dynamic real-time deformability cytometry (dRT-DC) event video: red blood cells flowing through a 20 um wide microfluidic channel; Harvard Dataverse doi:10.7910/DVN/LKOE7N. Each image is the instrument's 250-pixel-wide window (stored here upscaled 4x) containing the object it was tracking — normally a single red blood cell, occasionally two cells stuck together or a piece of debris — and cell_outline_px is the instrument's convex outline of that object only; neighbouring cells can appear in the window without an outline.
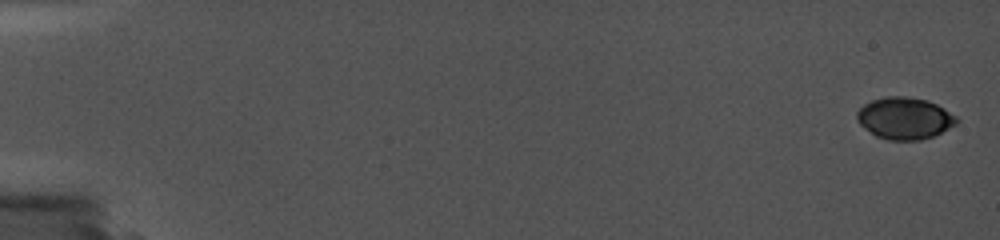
{"species": "common noctule bat (a hibernating species)", "species_latin": "Nyctalus noctula", "temperature_condition": "cold", "stored_images_in_passage": 14, "camera_frame_rate_fps": 5000, "um_per_image_px": 0.085, "animal": {"sex": "female", "body_mass_g": 19.0, "forearm_length_mm": 56.7}, "frame": {"image": 1, "passage_image": 1, "time_ms": 0.0, "image_size_px": [1000, 240], "cell_outline_px": [[960, 120], [956, 124], [932, 136], [920, 140], [888, 140], [876, 136], [864, 128], [856, 120], [856, 112], [864, 104], [872, 100], [888, 96], [904, 96], [928, 100], [944, 108], [956, 116]], "centroid_in_image_um": [76.88, 10.05], "position_along_channel_um": 8.1, "area_um2": 24.28}}
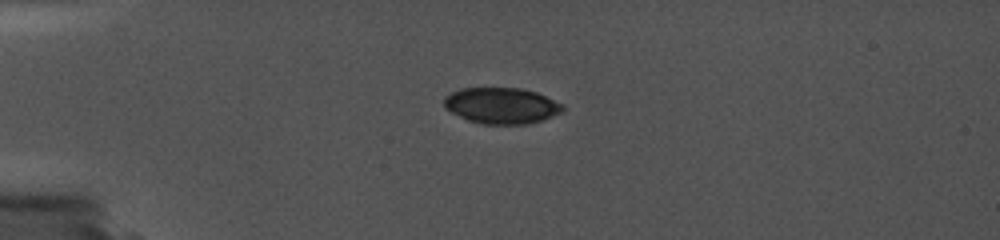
{"frame": {"image": 2, "passage_image": 10, "time_ms": 4.8, "image_size_px": [1000, 240], "cell_outline_px": [[564, 112], [544, 120], [528, 124], [484, 124], [468, 120], [444, 108], [444, 96], [460, 88], [520, 88], [536, 92], [564, 104]], "centroid_in_image_um": [42.66, 8.98], "position_along_channel_um": 42.3, "area_um2": 25.14}}